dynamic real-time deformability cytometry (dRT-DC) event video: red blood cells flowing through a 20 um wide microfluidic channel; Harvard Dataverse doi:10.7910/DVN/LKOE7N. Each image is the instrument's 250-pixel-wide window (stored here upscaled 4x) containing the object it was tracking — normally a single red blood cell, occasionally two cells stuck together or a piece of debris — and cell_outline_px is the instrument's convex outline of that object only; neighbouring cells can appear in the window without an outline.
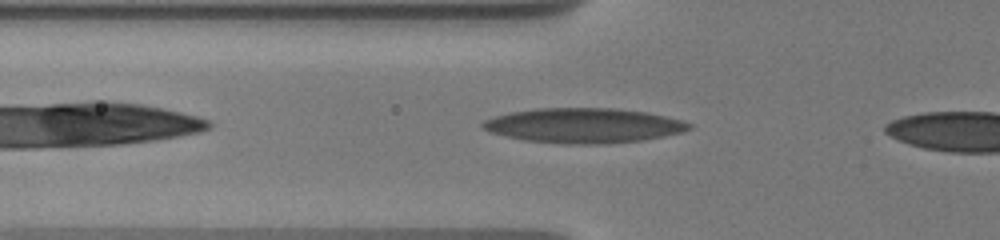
{"species": "human", "species_latin": "Homo sapiens", "temperature_condition": "warm", "stored_images_in_passage": 24, "camera_frame_rate_fps": 3000, "um_per_image_px": 0.085, "donor": {"sex": "male"}, "frame": {"image": 1, "passage_image": 3, "time_ms": 1.0, "image_size_px": [1000, 240], "cell_outline_px": [[692, 128], [684, 132], [644, 140], [596, 144], [572, 144], [524, 140], [488, 132], [480, 124], [484, 120], [496, 116], [512, 112], [540, 108], [616, 108], [648, 112], [684, 120], [692, 124]], "centroid_in_image_um": [49.67, 10.66], "position_along_channel_um": 76.1, "area_um2": 41.91}}
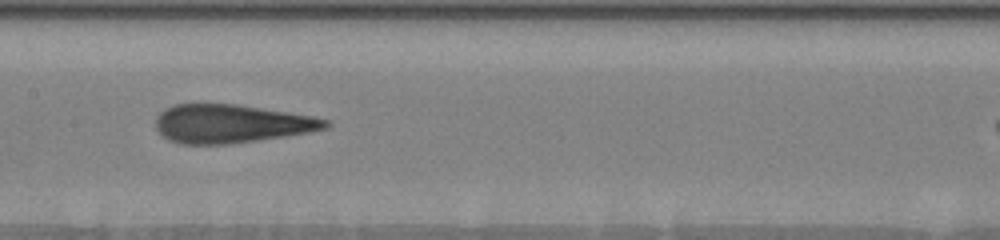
{"frame": {"image": 2, "passage_image": 12, "time_ms": 4.0, "image_size_px": [1000, 240], "cell_outline_px": [[332, 124], [328, 128], [308, 132], [284, 136], [228, 144], [180, 144], [168, 140], [160, 136], [156, 128], [156, 116], [164, 108], [172, 104], [236, 104], [288, 112], [312, 116], [328, 120]], "centroid_in_image_um": [19.6, 10.51], "position_along_channel_um": 187.8, "area_um2": 38.15}}
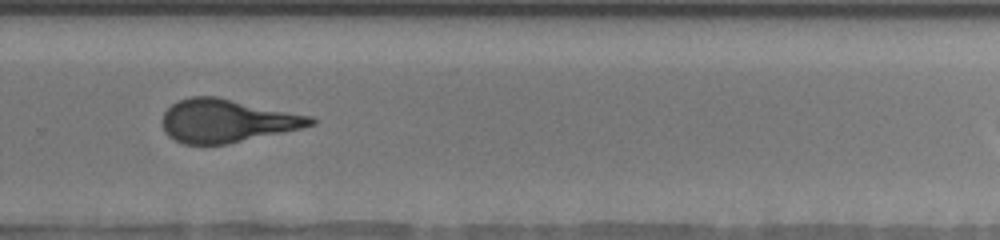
{"frame": {"image": 3, "passage_image": 19, "time_ms": 7.333, "image_size_px": [1000, 240], "cell_outline_px": [[316, 124], [300, 128], [228, 144], [184, 144], [168, 136], [164, 132], [160, 120], [164, 112], [172, 104], [180, 100], [192, 96], [216, 96], [312, 116], [316, 120]], "centroid_in_image_um": [19.25, 10.26], "position_along_channel_um": 310.6, "area_um2": 37.22}}